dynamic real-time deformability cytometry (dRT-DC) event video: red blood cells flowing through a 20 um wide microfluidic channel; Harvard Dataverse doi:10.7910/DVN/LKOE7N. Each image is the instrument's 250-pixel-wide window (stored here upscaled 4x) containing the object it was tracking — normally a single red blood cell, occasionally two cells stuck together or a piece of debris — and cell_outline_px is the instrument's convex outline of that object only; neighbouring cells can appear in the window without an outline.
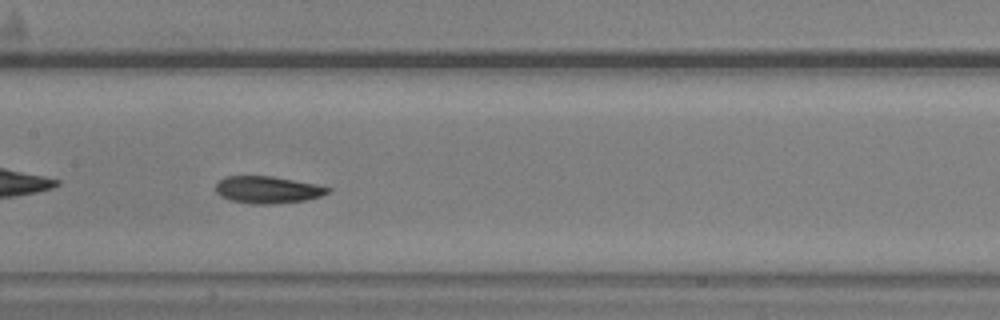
{"species": "common noctule bat (a hibernating species)", "species_latin": "Nyctalus noctula", "temperature_condition": "warm", "stored_images_in_passage": 41, "camera_frame_rate_fps": 3000, "um_per_image_px": 0.085, "animal": {"sex": "male", "body_mass_g": 20.5, "forearm_length_mm": 52.5}, "frame": {"image": 1, "passage_image": 12, "time_ms": 3.667, "image_size_px": [1000, 320], "cell_outline_px": [[332, 188], [328, 192], [320, 196], [304, 200], [272, 204], [252, 204], [232, 200], [220, 196], [216, 192], [216, 184], [224, 176], [272, 176], [316, 184]], "centroid_in_image_um": [22.73, 16.12], "position_along_channel_um": 184.7, "area_um2": 17.57}, "authors_computed_cell_mechanics": {"area_um2": 17.7446, "velocity_mm_per_s": 3.5486, "shape_relaxation_time_tau1_ms": 4.6626, "shape_relaxation_time_tau2_ms": 5.2984, "deformation_change_tau1": 0.1448, "deformation_change_tau2": 0.0859}}